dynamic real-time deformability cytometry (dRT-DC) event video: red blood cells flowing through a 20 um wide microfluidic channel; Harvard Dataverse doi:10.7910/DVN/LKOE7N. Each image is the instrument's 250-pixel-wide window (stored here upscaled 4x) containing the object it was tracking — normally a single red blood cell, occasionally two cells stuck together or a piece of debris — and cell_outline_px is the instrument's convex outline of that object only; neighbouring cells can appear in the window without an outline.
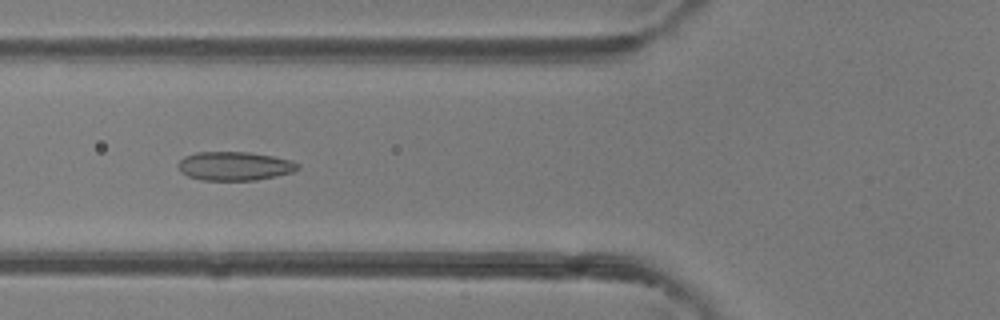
{"species": "common noctule bat (a hibernating species)", "species_latin": "Nyctalus noctula", "temperature_condition": "room temperature", "stored_images_in_passage": 45, "camera_frame_rate_fps": 3000, "um_per_image_px": 0.085, "animal": {"sex": "female"}, "frame": {"image": 1, "passage_image": 17, "time_ms": 5.333, "image_size_px": [1000, 320], "cell_outline_px": [[300, 168], [292, 172], [276, 176], [256, 180], [200, 180], [188, 176], [180, 172], [176, 164], [184, 156], [196, 152], [248, 152], [272, 156], [292, 160], [300, 164]], "centroid_in_image_um": [19.92, 14.11], "position_along_channel_um": 105.9, "area_um2": 20.23}}
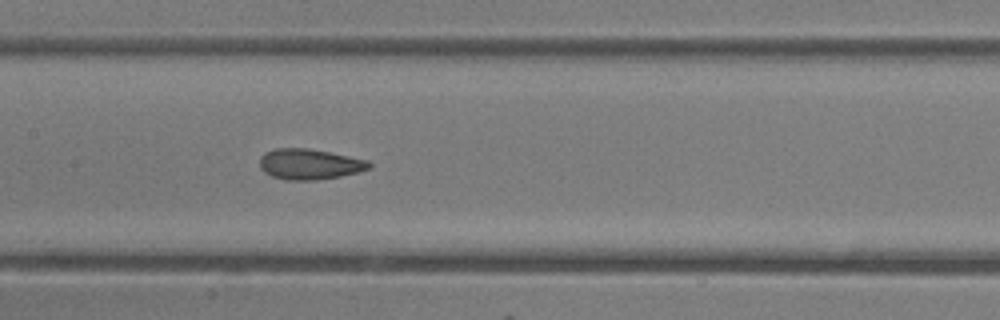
{"frame": {"image": 2, "passage_image": 22, "time_ms": 7.0, "image_size_px": [1000, 320], "cell_outline_px": [[372, 168], [360, 172], [340, 176], [316, 180], [288, 180], [272, 176], [264, 172], [260, 168], [260, 156], [264, 152], [276, 148], [308, 148], [368, 160], [372, 164]], "centroid_in_image_um": [26.31, 13.95], "position_along_channel_um": 181.1, "area_um2": 19.59}}
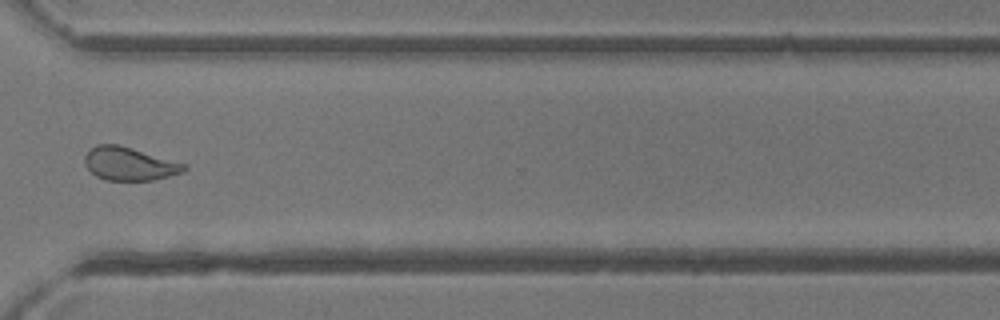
{"frame": {"image": 3, "passage_image": 34, "time_ms": 11.0, "image_size_px": [1000, 320], "cell_outline_px": [[188, 168], [184, 172], [152, 180], [104, 180], [96, 176], [84, 164], [84, 156], [96, 144], [120, 144], [188, 164]], "centroid_in_image_um": [11.02, 13.91], "position_along_channel_um": 359.6, "area_um2": 19.42}, "authors_computed_cell_mechanics": {"area_um2": 20.23, "velocity_mm_per_s": 4.4795, "shape_relaxation_time_tau1_ms": 5.7126, "shape_relaxation_time_tau2_ms": 1.3331, "deformation_change_tau1": 0.1522, "deformation_change_tau2": 0.079}}